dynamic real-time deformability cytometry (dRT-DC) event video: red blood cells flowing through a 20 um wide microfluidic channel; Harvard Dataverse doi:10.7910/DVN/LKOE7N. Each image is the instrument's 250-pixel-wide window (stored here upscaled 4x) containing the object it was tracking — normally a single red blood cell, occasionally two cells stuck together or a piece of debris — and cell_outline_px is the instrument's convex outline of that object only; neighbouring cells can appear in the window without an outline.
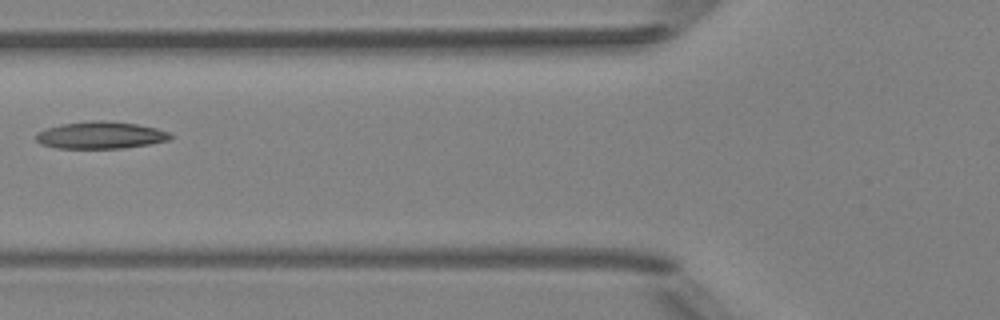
{"species": "Egyptian fruit bat (a non-hibernating species)", "species_latin": "Rousettus aegyptiacus", "temperature_condition": "room temperature", "stored_images_in_passage": 3, "camera_frame_rate_fps": 3000, "um_per_image_px": 0.085, "animal": {"sex": "female"}, "frame": {"image": 1, "passage_image": 3, "time_ms": 2.333, "image_size_px": [1000, 320], "cell_outline_px": [[172, 136], [168, 140], [148, 144], [120, 148], [56, 148], [40, 144], [36, 140], [36, 132], [60, 124], [92, 120], [96, 120], [136, 124], [156, 128], [168, 132]], "centroid_in_image_um": [8.49, 11.49], "position_along_channel_um": 117.3, "area_um2": 20.98}}